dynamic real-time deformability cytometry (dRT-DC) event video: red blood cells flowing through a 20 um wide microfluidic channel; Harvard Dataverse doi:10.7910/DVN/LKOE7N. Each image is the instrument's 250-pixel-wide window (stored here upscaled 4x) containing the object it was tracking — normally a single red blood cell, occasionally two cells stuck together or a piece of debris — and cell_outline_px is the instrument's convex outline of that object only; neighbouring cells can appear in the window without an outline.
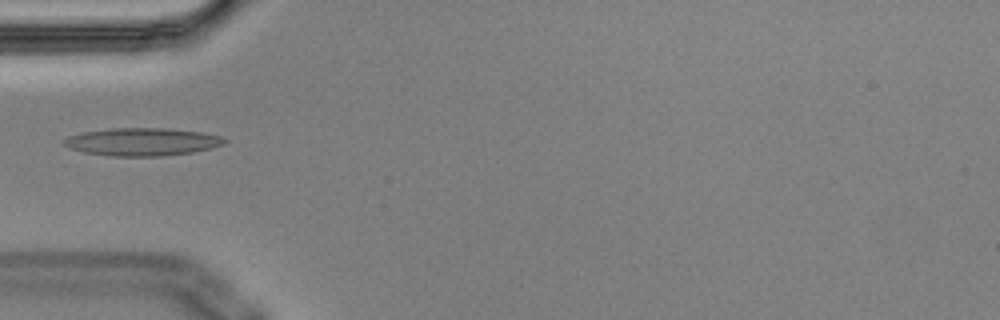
{"species": "Egyptian fruit bat (a non-hibernating species)", "species_latin": "Rousettus aegyptiacus", "temperature_condition": "cold", "stored_images_in_passage": 5, "camera_frame_rate_fps": 3000, "um_per_image_px": 0.085, "animal": {"sex": "male"}, "frame": {"image": 1, "passage_image": 5, "time_ms": 1.333, "image_size_px": [1000, 320], "cell_outline_px": [[228, 140], [224, 144], [212, 148], [192, 152], [164, 156], [112, 156], [84, 152], [68, 148], [60, 140], [68, 136], [80, 132], [112, 128], [164, 128], [200, 132], [220, 136]], "centroid_in_image_um": [12.04, 12.05], "position_along_channel_um": 73.0, "area_um2": 26.13}}